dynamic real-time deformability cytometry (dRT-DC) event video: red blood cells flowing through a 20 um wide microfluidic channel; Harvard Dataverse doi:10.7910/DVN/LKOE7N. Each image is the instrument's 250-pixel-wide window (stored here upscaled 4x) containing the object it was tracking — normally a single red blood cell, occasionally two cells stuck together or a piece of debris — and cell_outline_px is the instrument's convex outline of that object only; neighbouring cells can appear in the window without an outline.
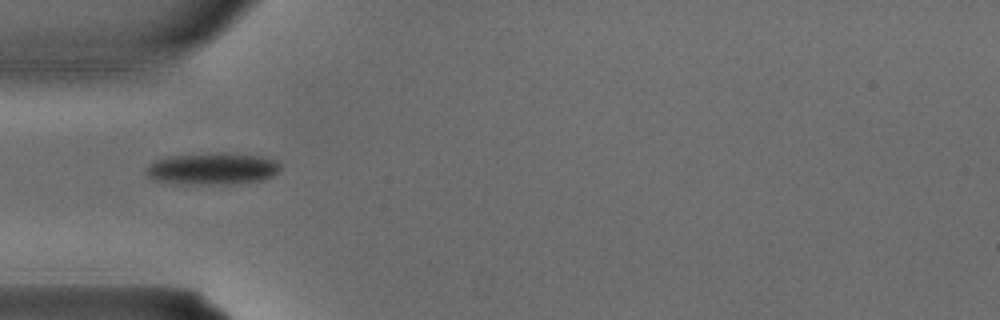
{"species": "common noctule bat (a hibernating species)", "species_latin": "Nyctalus noctula", "temperature_condition": "warm", "stored_images_in_passage": 2, "camera_frame_rate_fps": 3000, "um_per_image_px": 0.085, "animal": {"sex": "male", "body_mass_g": 15.6}, "frame": {"image": 1, "passage_image": 2, "time_ms": 0.333, "image_size_px": [1000, 320], "cell_outline_px": [[280, 168], [272, 176], [264, 180], [236, 184], [184, 184], [152, 180], [144, 172], [148, 164], [156, 160], [168, 156], [224, 152], [260, 156], [276, 160], [280, 164]], "centroid_in_image_um": [18.04, 14.34], "position_along_channel_um": 67.0, "area_um2": 25.2}}